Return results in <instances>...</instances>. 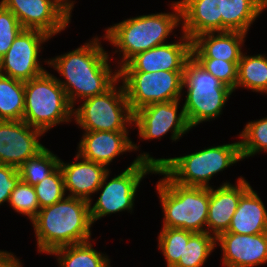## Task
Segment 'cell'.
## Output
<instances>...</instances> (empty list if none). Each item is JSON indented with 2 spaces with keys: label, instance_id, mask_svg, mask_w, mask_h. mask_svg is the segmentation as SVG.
Returning <instances> with one entry per match:
<instances>
[{
  "label": "cell",
  "instance_id": "8",
  "mask_svg": "<svg viewBox=\"0 0 267 267\" xmlns=\"http://www.w3.org/2000/svg\"><path fill=\"white\" fill-rule=\"evenodd\" d=\"M23 121L48 133L53 127L73 121V107L64 88L49 71L24 82Z\"/></svg>",
  "mask_w": 267,
  "mask_h": 267
},
{
  "label": "cell",
  "instance_id": "34",
  "mask_svg": "<svg viewBox=\"0 0 267 267\" xmlns=\"http://www.w3.org/2000/svg\"><path fill=\"white\" fill-rule=\"evenodd\" d=\"M23 29L17 17L0 3V58Z\"/></svg>",
  "mask_w": 267,
  "mask_h": 267
},
{
  "label": "cell",
  "instance_id": "35",
  "mask_svg": "<svg viewBox=\"0 0 267 267\" xmlns=\"http://www.w3.org/2000/svg\"><path fill=\"white\" fill-rule=\"evenodd\" d=\"M20 180L17 167L0 164V206L9 202L11 192Z\"/></svg>",
  "mask_w": 267,
  "mask_h": 267
},
{
  "label": "cell",
  "instance_id": "29",
  "mask_svg": "<svg viewBox=\"0 0 267 267\" xmlns=\"http://www.w3.org/2000/svg\"><path fill=\"white\" fill-rule=\"evenodd\" d=\"M242 161L261 152L267 153V116L248 121L239 133Z\"/></svg>",
  "mask_w": 267,
  "mask_h": 267
},
{
  "label": "cell",
  "instance_id": "6",
  "mask_svg": "<svg viewBox=\"0 0 267 267\" xmlns=\"http://www.w3.org/2000/svg\"><path fill=\"white\" fill-rule=\"evenodd\" d=\"M239 161H242L240 140L205 147L179 157H162L160 168L178 184L211 188L210 180L213 176Z\"/></svg>",
  "mask_w": 267,
  "mask_h": 267
},
{
  "label": "cell",
  "instance_id": "21",
  "mask_svg": "<svg viewBox=\"0 0 267 267\" xmlns=\"http://www.w3.org/2000/svg\"><path fill=\"white\" fill-rule=\"evenodd\" d=\"M247 34L239 31L207 32L192 40V58H214L238 64Z\"/></svg>",
  "mask_w": 267,
  "mask_h": 267
},
{
  "label": "cell",
  "instance_id": "37",
  "mask_svg": "<svg viewBox=\"0 0 267 267\" xmlns=\"http://www.w3.org/2000/svg\"><path fill=\"white\" fill-rule=\"evenodd\" d=\"M65 1L72 9H74V6L76 4V1L74 0H63Z\"/></svg>",
  "mask_w": 267,
  "mask_h": 267
},
{
  "label": "cell",
  "instance_id": "13",
  "mask_svg": "<svg viewBox=\"0 0 267 267\" xmlns=\"http://www.w3.org/2000/svg\"><path fill=\"white\" fill-rule=\"evenodd\" d=\"M24 29H37L54 37L71 23L72 8L63 0H0Z\"/></svg>",
  "mask_w": 267,
  "mask_h": 267
},
{
  "label": "cell",
  "instance_id": "24",
  "mask_svg": "<svg viewBox=\"0 0 267 267\" xmlns=\"http://www.w3.org/2000/svg\"><path fill=\"white\" fill-rule=\"evenodd\" d=\"M94 240L59 247L49 255L55 256L59 267H111L110 257L93 248Z\"/></svg>",
  "mask_w": 267,
  "mask_h": 267
},
{
  "label": "cell",
  "instance_id": "32",
  "mask_svg": "<svg viewBox=\"0 0 267 267\" xmlns=\"http://www.w3.org/2000/svg\"><path fill=\"white\" fill-rule=\"evenodd\" d=\"M40 209L51 206L66 195L64 179L59 166L41 182L33 186Z\"/></svg>",
  "mask_w": 267,
  "mask_h": 267
},
{
  "label": "cell",
  "instance_id": "27",
  "mask_svg": "<svg viewBox=\"0 0 267 267\" xmlns=\"http://www.w3.org/2000/svg\"><path fill=\"white\" fill-rule=\"evenodd\" d=\"M216 247V237L207 232L194 233L184 240L183 255L173 267H203Z\"/></svg>",
  "mask_w": 267,
  "mask_h": 267
},
{
  "label": "cell",
  "instance_id": "18",
  "mask_svg": "<svg viewBox=\"0 0 267 267\" xmlns=\"http://www.w3.org/2000/svg\"><path fill=\"white\" fill-rule=\"evenodd\" d=\"M251 187L242 175L235 184L230 181L221 182L219 187L209 188V209L206 222V232L217 237L226 232L231 219L238 208L241 196Z\"/></svg>",
  "mask_w": 267,
  "mask_h": 267
},
{
  "label": "cell",
  "instance_id": "12",
  "mask_svg": "<svg viewBox=\"0 0 267 267\" xmlns=\"http://www.w3.org/2000/svg\"><path fill=\"white\" fill-rule=\"evenodd\" d=\"M181 100L153 103L135 111L133 127L138 131V138L143 141L161 140L171 132L169 139L176 142L189 133L192 128L187 122L183 104L180 105Z\"/></svg>",
  "mask_w": 267,
  "mask_h": 267
},
{
  "label": "cell",
  "instance_id": "30",
  "mask_svg": "<svg viewBox=\"0 0 267 267\" xmlns=\"http://www.w3.org/2000/svg\"><path fill=\"white\" fill-rule=\"evenodd\" d=\"M194 233L180 228L162 227L158 234V248L166 260V267H173L183 255L184 240Z\"/></svg>",
  "mask_w": 267,
  "mask_h": 267
},
{
  "label": "cell",
  "instance_id": "19",
  "mask_svg": "<svg viewBox=\"0 0 267 267\" xmlns=\"http://www.w3.org/2000/svg\"><path fill=\"white\" fill-rule=\"evenodd\" d=\"M73 162L59 161L67 196L87 200L93 204V197L109 171L104 165L84 159L75 153Z\"/></svg>",
  "mask_w": 267,
  "mask_h": 267
},
{
  "label": "cell",
  "instance_id": "10",
  "mask_svg": "<svg viewBox=\"0 0 267 267\" xmlns=\"http://www.w3.org/2000/svg\"><path fill=\"white\" fill-rule=\"evenodd\" d=\"M183 72H119L131 112L149 104L183 98Z\"/></svg>",
  "mask_w": 267,
  "mask_h": 267
},
{
  "label": "cell",
  "instance_id": "33",
  "mask_svg": "<svg viewBox=\"0 0 267 267\" xmlns=\"http://www.w3.org/2000/svg\"><path fill=\"white\" fill-rule=\"evenodd\" d=\"M207 72L217 78L223 85L236 90L238 64L214 58H194Z\"/></svg>",
  "mask_w": 267,
  "mask_h": 267
},
{
  "label": "cell",
  "instance_id": "23",
  "mask_svg": "<svg viewBox=\"0 0 267 267\" xmlns=\"http://www.w3.org/2000/svg\"><path fill=\"white\" fill-rule=\"evenodd\" d=\"M267 9V0H222V32L248 34L250 27Z\"/></svg>",
  "mask_w": 267,
  "mask_h": 267
},
{
  "label": "cell",
  "instance_id": "16",
  "mask_svg": "<svg viewBox=\"0 0 267 267\" xmlns=\"http://www.w3.org/2000/svg\"><path fill=\"white\" fill-rule=\"evenodd\" d=\"M224 267H257L267 263V232L236 234L223 232L216 237Z\"/></svg>",
  "mask_w": 267,
  "mask_h": 267
},
{
  "label": "cell",
  "instance_id": "11",
  "mask_svg": "<svg viewBox=\"0 0 267 267\" xmlns=\"http://www.w3.org/2000/svg\"><path fill=\"white\" fill-rule=\"evenodd\" d=\"M47 33L37 29H23L13 41L6 54L0 58V74L20 81H28L42 75L47 70L40 58L44 43L51 40ZM42 60V61H40Z\"/></svg>",
  "mask_w": 267,
  "mask_h": 267
},
{
  "label": "cell",
  "instance_id": "3",
  "mask_svg": "<svg viewBox=\"0 0 267 267\" xmlns=\"http://www.w3.org/2000/svg\"><path fill=\"white\" fill-rule=\"evenodd\" d=\"M38 253L49 254L63 246L92 240L89 202L65 196L51 206L40 209L31 221Z\"/></svg>",
  "mask_w": 267,
  "mask_h": 267
},
{
  "label": "cell",
  "instance_id": "20",
  "mask_svg": "<svg viewBox=\"0 0 267 267\" xmlns=\"http://www.w3.org/2000/svg\"><path fill=\"white\" fill-rule=\"evenodd\" d=\"M181 31L193 40L207 32H222V0H177Z\"/></svg>",
  "mask_w": 267,
  "mask_h": 267
},
{
  "label": "cell",
  "instance_id": "2",
  "mask_svg": "<svg viewBox=\"0 0 267 267\" xmlns=\"http://www.w3.org/2000/svg\"><path fill=\"white\" fill-rule=\"evenodd\" d=\"M171 12H159L130 17L105 28L101 40L114 46L118 57L114 65L118 69L124 66L136 54L153 47L169 43L170 35L181 27V9L178 1H171ZM103 37V38H102ZM119 58V60H118Z\"/></svg>",
  "mask_w": 267,
  "mask_h": 267
},
{
  "label": "cell",
  "instance_id": "7",
  "mask_svg": "<svg viewBox=\"0 0 267 267\" xmlns=\"http://www.w3.org/2000/svg\"><path fill=\"white\" fill-rule=\"evenodd\" d=\"M182 90L183 95L186 92L183 109L192 129L203 122L219 118L234 92L192 57L185 65Z\"/></svg>",
  "mask_w": 267,
  "mask_h": 267
},
{
  "label": "cell",
  "instance_id": "28",
  "mask_svg": "<svg viewBox=\"0 0 267 267\" xmlns=\"http://www.w3.org/2000/svg\"><path fill=\"white\" fill-rule=\"evenodd\" d=\"M59 161L57 154L45 147L18 168L20 179L34 186L49 176L59 166Z\"/></svg>",
  "mask_w": 267,
  "mask_h": 267
},
{
  "label": "cell",
  "instance_id": "17",
  "mask_svg": "<svg viewBox=\"0 0 267 267\" xmlns=\"http://www.w3.org/2000/svg\"><path fill=\"white\" fill-rule=\"evenodd\" d=\"M129 131H84L77 143V152L84 159L104 165L126 152L139 151L140 145L131 140Z\"/></svg>",
  "mask_w": 267,
  "mask_h": 267
},
{
  "label": "cell",
  "instance_id": "31",
  "mask_svg": "<svg viewBox=\"0 0 267 267\" xmlns=\"http://www.w3.org/2000/svg\"><path fill=\"white\" fill-rule=\"evenodd\" d=\"M8 205L12 207L16 213L27 216L30 222L40 211L34 187L21 180L11 192Z\"/></svg>",
  "mask_w": 267,
  "mask_h": 267
},
{
  "label": "cell",
  "instance_id": "15",
  "mask_svg": "<svg viewBox=\"0 0 267 267\" xmlns=\"http://www.w3.org/2000/svg\"><path fill=\"white\" fill-rule=\"evenodd\" d=\"M42 136L23 120H0V164L19 168L46 147L39 141Z\"/></svg>",
  "mask_w": 267,
  "mask_h": 267
},
{
  "label": "cell",
  "instance_id": "22",
  "mask_svg": "<svg viewBox=\"0 0 267 267\" xmlns=\"http://www.w3.org/2000/svg\"><path fill=\"white\" fill-rule=\"evenodd\" d=\"M252 186L241 196L226 232L260 234L267 232V209Z\"/></svg>",
  "mask_w": 267,
  "mask_h": 267
},
{
  "label": "cell",
  "instance_id": "25",
  "mask_svg": "<svg viewBox=\"0 0 267 267\" xmlns=\"http://www.w3.org/2000/svg\"><path fill=\"white\" fill-rule=\"evenodd\" d=\"M238 87L267 95V56L265 53L247 55V52H242L238 62L236 89Z\"/></svg>",
  "mask_w": 267,
  "mask_h": 267
},
{
  "label": "cell",
  "instance_id": "9",
  "mask_svg": "<svg viewBox=\"0 0 267 267\" xmlns=\"http://www.w3.org/2000/svg\"><path fill=\"white\" fill-rule=\"evenodd\" d=\"M73 119L82 132L135 129L133 113L119 79L104 93L82 100L73 108Z\"/></svg>",
  "mask_w": 267,
  "mask_h": 267
},
{
  "label": "cell",
  "instance_id": "4",
  "mask_svg": "<svg viewBox=\"0 0 267 267\" xmlns=\"http://www.w3.org/2000/svg\"><path fill=\"white\" fill-rule=\"evenodd\" d=\"M155 174L163 176L155 185L164 216L162 227L180 228L193 233L206 232L209 188L178 184L160 167Z\"/></svg>",
  "mask_w": 267,
  "mask_h": 267
},
{
  "label": "cell",
  "instance_id": "36",
  "mask_svg": "<svg viewBox=\"0 0 267 267\" xmlns=\"http://www.w3.org/2000/svg\"><path fill=\"white\" fill-rule=\"evenodd\" d=\"M0 267H23V264L11 251L0 250Z\"/></svg>",
  "mask_w": 267,
  "mask_h": 267
},
{
  "label": "cell",
  "instance_id": "26",
  "mask_svg": "<svg viewBox=\"0 0 267 267\" xmlns=\"http://www.w3.org/2000/svg\"><path fill=\"white\" fill-rule=\"evenodd\" d=\"M24 98V81L0 74V120H23Z\"/></svg>",
  "mask_w": 267,
  "mask_h": 267
},
{
  "label": "cell",
  "instance_id": "5",
  "mask_svg": "<svg viewBox=\"0 0 267 267\" xmlns=\"http://www.w3.org/2000/svg\"><path fill=\"white\" fill-rule=\"evenodd\" d=\"M133 162L120 174L109 179V170L95 194L99 197L94 204H89L92 223L119 212L132 214L135 205V197L142 180L147 175H155V171L161 166V158H154L149 152L137 154ZM100 191V192H99Z\"/></svg>",
  "mask_w": 267,
  "mask_h": 267
},
{
  "label": "cell",
  "instance_id": "14",
  "mask_svg": "<svg viewBox=\"0 0 267 267\" xmlns=\"http://www.w3.org/2000/svg\"><path fill=\"white\" fill-rule=\"evenodd\" d=\"M178 41L153 47L132 57L119 72L184 71L192 57V40L183 32Z\"/></svg>",
  "mask_w": 267,
  "mask_h": 267
},
{
  "label": "cell",
  "instance_id": "1",
  "mask_svg": "<svg viewBox=\"0 0 267 267\" xmlns=\"http://www.w3.org/2000/svg\"><path fill=\"white\" fill-rule=\"evenodd\" d=\"M102 44L96 35L72 51L48 58V67L62 77L56 79L73 108L82 100L104 93L119 79V69H112L113 55Z\"/></svg>",
  "mask_w": 267,
  "mask_h": 267
}]
</instances>
